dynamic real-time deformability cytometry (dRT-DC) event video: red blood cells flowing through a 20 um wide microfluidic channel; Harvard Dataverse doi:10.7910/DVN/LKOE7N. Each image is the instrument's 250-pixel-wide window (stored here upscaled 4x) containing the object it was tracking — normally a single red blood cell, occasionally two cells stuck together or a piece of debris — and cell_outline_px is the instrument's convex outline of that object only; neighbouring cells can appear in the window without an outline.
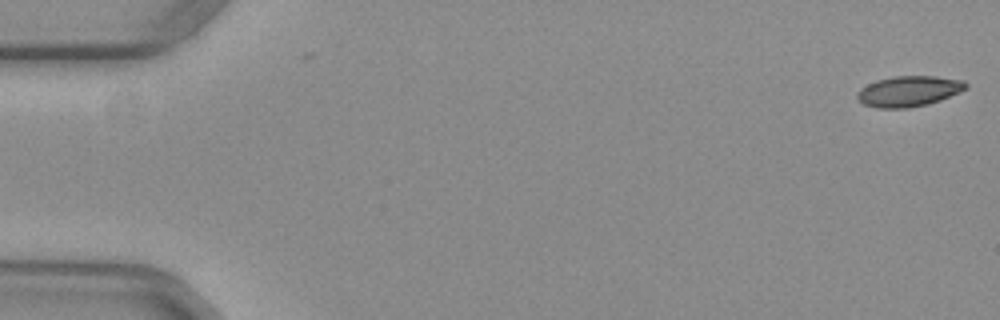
{"species": "common noctule bat (a hibernating species)", "species_latin": "Nyctalus noctula", "temperature_condition": "warm", "stored_images_in_passage": 2, "camera_frame_rate_fps": 3000, "um_per_image_px": 0.085, "animal": {"sex": "female", "body_mass_g": 29.2, "forearm_length_mm": 56.3}, "frame": {"image": 1, "passage_image": 2, "time_ms": 0.333, "image_size_px": [1000, 320], "cell_outline_px": [[968, 88], [960, 92], [940, 100], [928, 104], [908, 108], [876, 108], [864, 104], [856, 96], [856, 92], [860, 88], [876, 80], [892, 76], [936, 76], [964, 80], [968, 84]], "centroid_in_image_um": [77.26, 7.75], "position_along_channel_um": 7.7, "area_um2": 19.54}}